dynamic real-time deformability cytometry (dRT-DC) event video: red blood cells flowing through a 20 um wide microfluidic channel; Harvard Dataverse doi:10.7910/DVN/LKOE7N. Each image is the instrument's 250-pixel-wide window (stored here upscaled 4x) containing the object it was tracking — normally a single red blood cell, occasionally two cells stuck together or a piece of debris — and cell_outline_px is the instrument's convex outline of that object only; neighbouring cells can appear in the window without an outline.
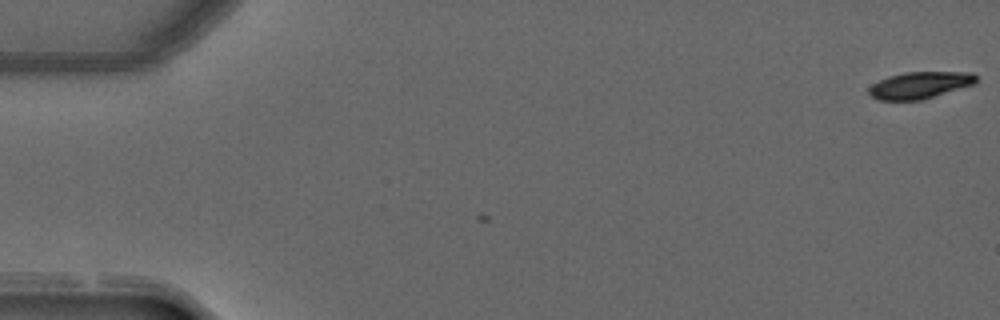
{"species": "common noctule bat (a hibernating species)", "species_latin": "Nyctalus noctula", "temperature_condition": "warm", "stored_images_in_passage": 2, "camera_frame_rate_fps": 3000, "um_per_image_px": 0.085, "animal": {"sex": "male", "forearm_length_mm": 52.5}, "frame": {"image": 1, "passage_image": 2, "time_ms": 0.333, "image_size_px": [1000, 320], "cell_outline_px": [[976, 84], [920, 100], [876, 100], [868, 92], [868, 88], [872, 84], [888, 76], [904, 72], [972, 72], [976, 76]], "centroid_in_image_um": [78.18, 7.23], "position_along_channel_um": 6.8, "area_um2": 16.76}}